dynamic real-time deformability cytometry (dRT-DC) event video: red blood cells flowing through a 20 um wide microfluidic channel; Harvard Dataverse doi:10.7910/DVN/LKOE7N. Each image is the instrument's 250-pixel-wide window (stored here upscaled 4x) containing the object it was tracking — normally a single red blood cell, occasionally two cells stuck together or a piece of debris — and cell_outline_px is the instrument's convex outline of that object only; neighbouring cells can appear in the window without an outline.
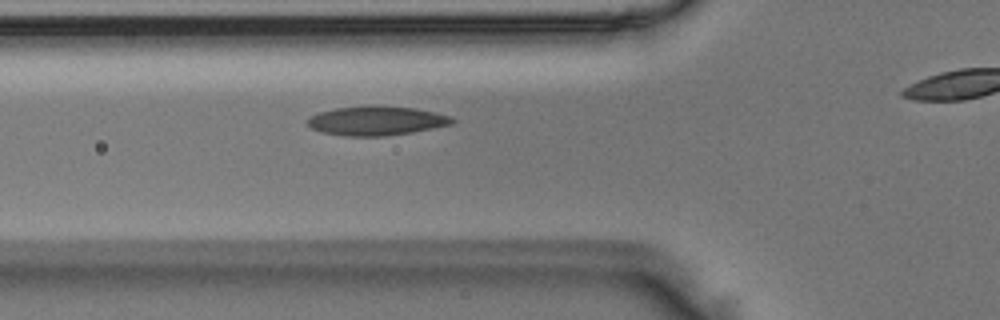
{"species": "Egyptian fruit bat (a non-hibernating species)", "species_latin": "Rousettus aegyptiacus", "temperature_condition": "room temperature", "stored_images_in_passage": 28, "camera_frame_rate_fps": 3000, "um_per_image_px": 0.085, "animal": {"sex": "male"}, "frame": {"image": 1, "passage_image": 4, "time_ms": 1.0, "image_size_px": [1000, 320], "cell_outline_px": [[456, 120], [452, 124], [412, 132], [384, 136], [344, 136], [320, 132], [312, 128], [308, 124], [308, 116], [320, 112], [336, 108], [376, 104], [416, 108], [436, 112], [452, 116]], "centroid_in_image_um": [32.01, 10.25], "position_along_channel_um": 93.8, "area_um2": 24.97}}
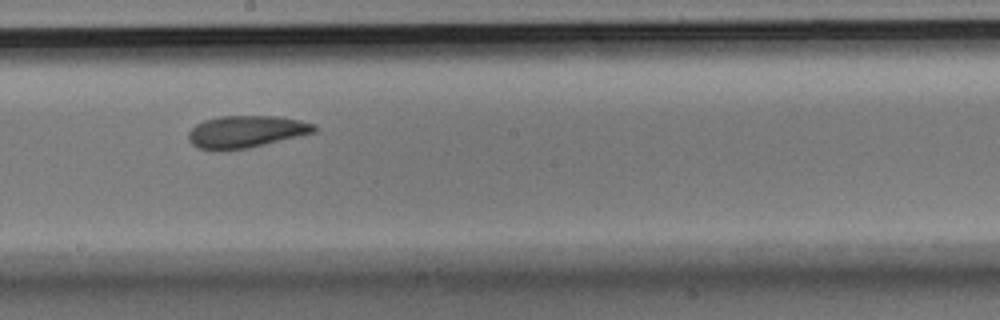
{"frame": {"image": 2, "passage_image": 14, "time_ms": 4.333, "image_size_px": [1000, 320], "cell_outline_px": [[316, 132], [300, 136], [248, 148], [228, 152], [212, 152], [196, 148], [188, 140], [188, 132], [196, 124], [204, 120], [220, 116], [276, 116], [300, 120], [316, 124]], "centroid_in_image_um": [20.86, 11.22], "position_along_channel_um": 227.3, "area_um2": 24.16}}
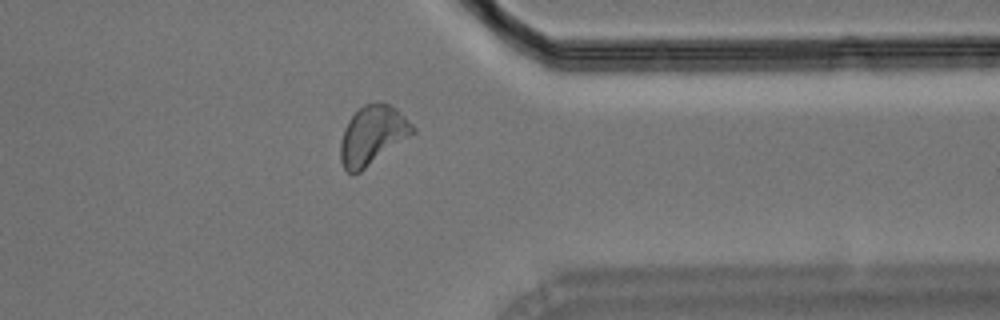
{"frame": {"image": 3, "passage_image": 26, "time_ms": 8.333, "image_size_px": [1000, 320], "cell_outline_px": [[416, 132], [360, 172], [352, 176], [344, 168], [340, 160], [340, 144], [344, 128], [348, 120], [364, 104], [392, 104], [416, 128]], "centroid_in_image_um": [31.65, 11.53], "position_along_channel_um": 379.7, "area_um2": 24.62}}